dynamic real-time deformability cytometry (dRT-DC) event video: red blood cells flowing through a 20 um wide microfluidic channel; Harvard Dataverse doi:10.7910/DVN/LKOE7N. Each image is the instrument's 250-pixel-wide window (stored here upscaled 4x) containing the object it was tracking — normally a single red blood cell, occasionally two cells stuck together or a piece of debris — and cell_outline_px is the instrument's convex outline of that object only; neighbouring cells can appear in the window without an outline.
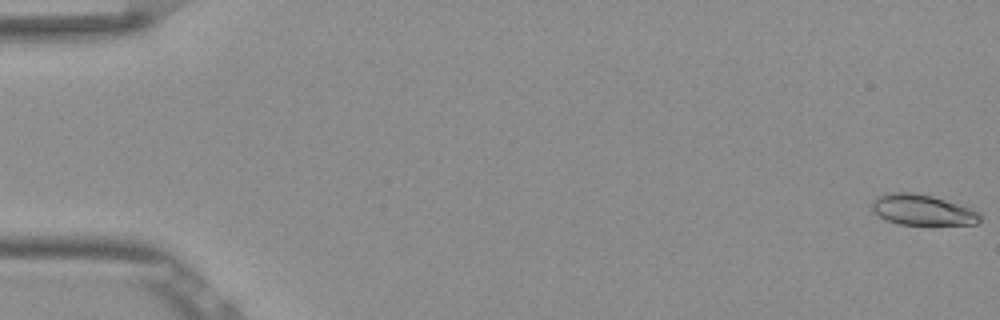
{"species": "Egyptian fruit bat (a non-hibernating species)", "species_latin": "Rousettus aegyptiacus", "temperature_condition": "room temperature", "stored_images_in_passage": 53, "camera_frame_rate_fps": 3000, "um_per_image_px": 0.085, "frame": {"image": 1, "passage_image": 1, "time_ms": 0.0, "image_size_px": [1000, 320], "cell_outline_px": [[980, 220], [976, 224], [900, 224], [888, 220], [872, 212], [868, 204], [876, 196], [884, 192], [912, 192], [932, 196], [972, 208], [980, 212]], "centroid_in_image_um": [78.33, 17.81], "position_along_channel_um": 6.7, "area_um2": 19.48}}
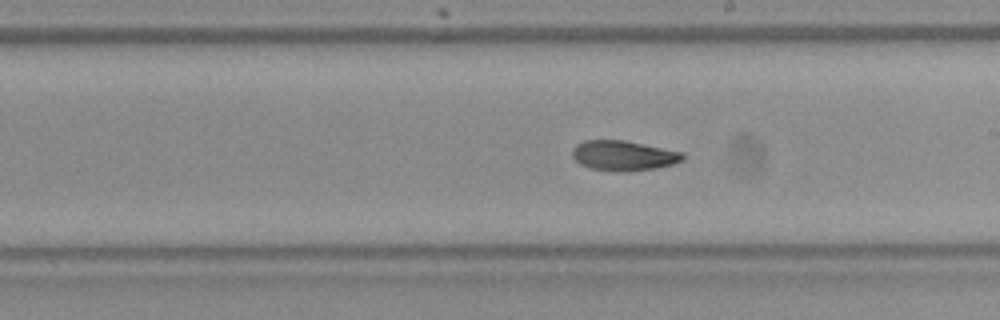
{"frame": {"image": 2, "passage_image": 31, "time_ms": 10.0, "image_size_px": [1000, 320], "cell_outline_px": [[684, 160], [672, 164], [656, 168], [624, 172], [616, 172], [592, 168], [580, 164], [572, 156], [572, 148], [576, 144], [584, 140], [624, 140], [684, 152]], "centroid_in_image_um": [53.0, 13.22], "position_along_channel_um": 236.0, "area_um2": 19.42}}
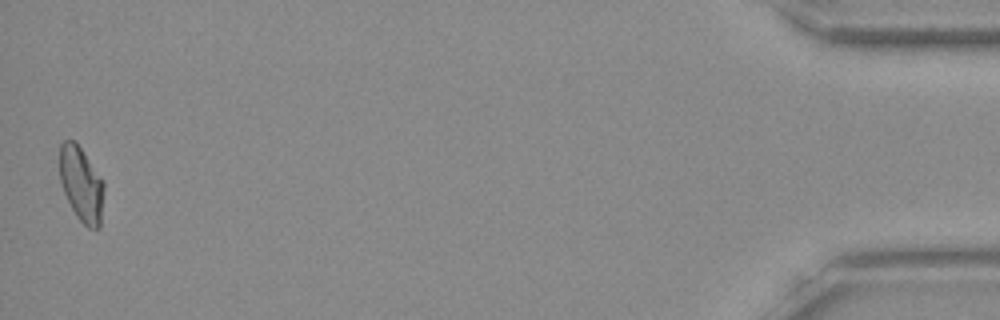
{"frame": {"image": 3, "passage_image": 53, "time_ms": 17.333, "image_size_px": [1000, 320], "cell_outline_px": [[104, 188], [100, 228], [88, 228], [76, 216], [64, 192], [60, 180], [60, 144], [64, 140], [72, 140], [80, 148], [104, 184]], "centroid_in_image_um": [6.9, 15.69], "position_along_channel_um": 428.3, "area_um2": 18.79}, "authors_computed_cell_mechanics": {"area_um2": 19.3052, "velocity_mm_per_s": 3.8611, "shape_relaxation_time_tau1_ms": null, "shape_relaxation_time_tau2_ms": 2.1018, "deformation_change_tau1": null, "deformation_change_tau2": 0.0737}}